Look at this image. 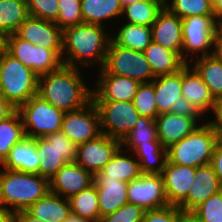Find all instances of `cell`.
I'll return each mask as SVG.
<instances>
[{"label":"cell","mask_w":222,"mask_h":222,"mask_svg":"<svg viewBox=\"0 0 222 222\" xmlns=\"http://www.w3.org/2000/svg\"><path fill=\"white\" fill-rule=\"evenodd\" d=\"M81 77L78 68L62 65L38 77V95L63 112L83 108L92 101L93 90Z\"/></svg>","instance_id":"6da1fadb"},{"label":"cell","mask_w":222,"mask_h":222,"mask_svg":"<svg viewBox=\"0 0 222 222\" xmlns=\"http://www.w3.org/2000/svg\"><path fill=\"white\" fill-rule=\"evenodd\" d=\"M111 37L100 25L83 23L64 29L62 56H68L62 59L63 65L79 68V61L84 65L98 62L102 69Z\"/></svg>","instance_id":"7a4b0ae2"},{"label":"cell","mask_w":222,"mask_h":222,"mask_svg":"<svg viewBox=\"0 0 222 222\" xmlns=\"http://www.w3.org/2000/svg\"><path fill=\"white\" fill-rule=\"evenodd\" d=\"M49 191V180L38 174L0 170V208L14 213L24 211Z\"/></svg>","instance_id":"3957f363"},{"label":"cell","mask_w":222,"mask_h":222,"mask_svg":"<svg viewBox=\"0 0 222 222\" xmlns=\"http://www.w3.org/2000/svg\"><path fill=\"white\" fill-rule=\"evenodd\" d=\"M220 137L209 122L199 125L192 133L167 149V161L176 165L199 167L211 162Z\"/></svg>","instance_id":"277c9868"},{"label":"cell","mask_w":222,"mask_h":222,"mask_svg":"<svg viewBox=\"0 0 222 222\" xmlns=\"http://www.w3.org/2000/svg\"><path fill=\"white\" fill-rule=\"evenodd\" d=\"M38 75L7 51L0 70V94L16 109L38 94Z\"/></svg>","instance_id":"5b68a950"},{"label":"cell","mask_w":222,"mask_h":222,"mask_svg":"<svg viewBox=\"0 0 222 222\" xmlns=\"http://www.w3.org/2000/svg\"><path fill=\"white\" fill-rule=\"evenodd\" d=\"M17 110L21 115L26 137L34 139L61 131L65 112L55 108L38 94ZM29 127L33 130H29Z\"/></svg>","instance_id":"8992f818"},{"label":"cell","mask_w":222,"mask_h":222,"mask_svg":"<svg viewBox=\"0 0 222 222\" xmlns=\"http://www.w3.org/2000/svg\"><path fill=\"white\" fill-rule=\"evenodd\" d=\"M40 161L39 175L48 179L69 162H76L77 146L61 131L35 138Z\"/></svg>","instance_id":"52a82bcc"},{"label":"cell","mask_w":222,"mask_h":222,"mask_svg":"<svg viewBox=\"0 0 222 222\" xmlns=\"http://www.w3.org/2000/svg\"><path fill=\"white\" fill-rule=\"evenodd\" d=\"M102 69L108 74L125 76L140 83L152 82L155 79L143 52L117 45L112 39Z\"/></svg>","instance_id":"ba28073f"},{"label":"cell","mask_w":222,"mask_h":222,"mask_svg":"<svg viewBox=\"0 0 222 222\" xmlns=\"http://www.w3.org/2000/svg\"><path fill=\"white\" fill-rule=\"evenodd\" d=\"M5 48L38 76L56 71L63 65L62 50L45 49L19 38L15 33L5 36Z\"/></svg>","instance_id":"9c48e42d"},{"label":"cell","mask_w":222,"mask_h":222,"mask_svg":"<svg viewBox=\"0 0 222 222\" xmlns=\"http://www.w3.org/2000/svg\"><path fill=\"white\" fill-rule=\"evenodd\" d=\"M93 102L99 113L101 132L120 141L131 131L140 117L133 101Z\"/></svg>","instance_id":"30bf717a"},{"label":"cell","mask_w":222,"mask_h":222,"mask_svg":"<svg viewBox=\"0 0 222 222\" xmlns=\"http://www.w3.org/2000/svg\"><path fill=\"white\" fill-rule=\"evenodd\" d=\"M218 32L214 16H190L182 19V59L188 63L187 55L202 52L201 56L213 54L209 48L214 45ZM186 50V51H185Z\"/></svg>","instance_id":"8fae6325"},{"label":"cell","mask_w":222,"mask_h":222,"mask_svg":"<svg viewBox=\"0 0 222 222\" xmlns=\"http://www.w3.org/2000/svg\"><path fill=\"white\" fill-rule=\"evenodd\" d=\"M61 132L76 146L101 135L100 117L94 102L78 110L65 112Z\"/></svg>","instance_id":"7c38bea8"},{"label":"cell","mask_w":222,"mask_h":222,"mask_svg":"<svg viewBox=\"0 0 222 222\" xmlns=\"http://www.w3.org/2000/svg\"><path fill=\"white\" fill-rule=\"evenodd\" d=\"M128 202L146 210L169 206L161 174L142 173L128 184Z\"/></svg>","instance_id":"4fadbf2b"},{"label":"cell","mask_w":222,"mask_h":222,"mask_svg":"<svg viewBox=\"0 0 222 222\" xmlns=\"http://www.w3.org/2000/svg\"><path fill=\"white\" fill-rule=\"evenodd\" d=\"M120 147V140L102 133L97 138L77 146L76 163L94 176L110 162Z\"/></svg>","instance_id":"5bb4252c"},{"label":"cell","mask_w":222,"mask_h":222,"mask_svg":"<svg viewBox=\"0 0 222 222\" xmlns=\"http://www.w3.org/2000/svg\"><path fill=\"white\" fill-rule=\"evenodd\" d=\"M15 34L45 49L62 50L63 30L55 22L29 16Z\"/></svg>","instance_id":"9a60e30c"},{"label":"cell","mask_w":222,"mask_h":222,"mask_svg":"<svg viewBox=\"0 0 222 222\" xmlns=\"http://www.w3.org/2000/svg\"><path fill=\"white\" fill-rule=\"evenodd\" d=\"M94 176L76 162L66 163L49 181L50 192L69 199L88 188Z\"/></svg>","instance_id":"2e32d148"},{"label":"cell","mask_w":222,"mask_h":222,"mask_svg":"<svg viewBox=\"0 0 222 222\" xmlns=\"http://www.w3.org/2000/svg\"><path fill=\"white\" fill-rule=\"evenodd\" d=\"M161 175L169 205L178 206L188 196L195 181L196 168L166 161Z\"/></svg>","instance_id":"e0dca14e"},{"label":"cell","mask_w":222,"mask_h":222,"mask_svg":"<svg viewBox=\"0 0 222 222\" xmlns=\"http://www.w3.org/2000/svg\"><path fill=\"white\" fill-rule=\"evenodd\" d=\"M100 79L93 90L92 101H133L140 82L100 69Z\"/></svg>","instance_id":"ac0fdd59"},{"label":"cell","mask_w":222,"mask_h":222,"mask_svg":"<svg viewBox=\"0 0 222 222\" xmlns=\"http://www.w3.org/2000/svg\"><path fill=\"white\" fill-rule=\"evenodd\" d=\"M152 41L177 52L182 58V19L164 8L157 15L151 26Z\"/></svg>","instance_id":"d6986e66"},{"label":"cell","mask_w":222,"mask_h":222,"mask_svg":"<svg viewBox=\"0 0 222 222\" xmlns=\"http://www.w3.org/2000/svg\"><path fill=\"white\" fill-rule=\"evenodd\" d=\"M197 120L199 118L181 116L170 112L160 113L155 119L157 139L163 148L168 149L198 128Z\"/></svg>","instance_id":"ffe728a7"},{"label":"cell","mask_w":222,"mask_h":222,"mask_svg":"<svg viewBox=\"0 0 222 222\" xmlns=\"http://www.w3.org/2000/svg\"><path fill=\"white\" fill-rule=\"evenodd\" d=\"M222 191V185L213 167L208 164L196 168L195 181L188 196L178 205L181 210L193 211L211 195Z\"/></svg>","instance_id":"44dd1931"},{"label":"cell","mask_w":222,"mask_h":222,"mask_svg":"<svg viewBox=\"0 0 222 222\" xmlns=\"http://www.w3.org/2000/svg\"><path fill=\"white\" fill-rule=\"evenodd\" d=\"M100 217L111 214L128 202L127 182L114 178H94Z\"/></svg>","instance_id":"7402d4cb"},{"label":"cell","mask_w":222,"mask_h":222,"mask_svg":"<svg viewBox=\"0 0 222 222\" xmlns=\"http://www.w3.org/2000/svg\"><path fill=\"white\" fill-rule=\"evenodd\" d=\"M182 96L197 107L202 114L208 112L209 109L213 111L215 107L216 99L199 74L193 67L190 68L188 63L182 68Z\"/></svg>","instance_id":"603a6c76"},{"label":"cell","mask_w":222,"mask_h":222,"mask_svg":"<svg viewBox=\"0 0 222 222\" xmlns=\"http://www.w3.org/2000/svg\"><path fill=\"white\" fill-rule=\"evenodd\" d=\"M0 165L8 170L39 175L40 161L35 145V138L24 137L16 143Z\"/></svg>","instance_id":"cb8c5ba5"},{"label":"cell","mask_w":222,"mask_h":222,"mask_svg":"<svg viewBox=\"0 0 222 222\" xmlns=\"http://www.w3.org/2000/svg\"><path fill=\"white\" fill-rule=\"evenodd\" d=\"M153 81L158 113L176 114V105L182 96V69L173 74L156 76Z\"/></svg>","instance_id":"d4e9b609"},{"label":"cell","mask_w":222,"mask_h":222,"mask_svg":"<svg viewBox=\"0 0 222 222\" xmlns=\"http://www.w3.org/2000/svg\"><path fill=\"white\" fill-rule=\"evenodd\" d=\"M62 196L48 192L45 196L30 205L26 211L33 217L45 222H63L71 213V206L69 199Z\"/></svg>","instance_id":"484cf974"},{"label":"cell","mask_w":222,"mask_h":222,"mask_svg":"<svg viewBox=\"0 0 222 222\" xmlns=\"http://www.w3.org/2000/svg\"><path fill=\"white\" fill-rule=\"evenodd\" d=\"M143 53L155 77L176 73L187 64L177 52L171 51L154 41Z\"/></svg>","instance_id":"4316f807"},{"label":"cell","mask_w":222,"mask_h":222,"mask_svg":"<svg viewBox=\"0 0 222 222\" xmlns=\"http://www.w3.org/2000/svg\"><path fill=\"white\" fill-rule=\"evenodd\" d=\"M123 147H120L112 156L110 162L99 172L94 178H114L124 182H131L141 176V170L138 160H133L129 156L126 157Z\"/></svg>","instance_id":"83f0119b"},{"label":"cell","mask_w":222,"mask_h":222,"mask_svg":"<svg viewBox=\"0 0 222 222\" xmlns=\"http://www.w3.org/2000/svg\"><path fill=\"white\" fill-rule=\"evenodd\" d=\"M83 22L102 25L103 19L122 16V6L119 0H81Z\"/></svg>","instance_id":"f1b7e54d"},{"label":"cell","mask_w":222,"mask_h":222,"mask_svg":"<svg viewBox=\"0 0 222 222\" xmlns=\"http://www.w3.org/2000/svg\"><path fill=\"white\" fill-rule=\"evenodd\" d=\"M133 153L137 155V160L139 159L141 173H162L167 161V149L162 147L159 140L146 145H138Z\"/></svg>","instance_id":"f546056e"},{"label":"cell","mask_w":222,"mask_h":222,"mask_svg":"<svg viewBox=\"0 0 222 222\" xmlns=\"http://www.w3.org/2000/svg\"><path fill=\"white\" fill-rule=\"evenodd\" d=\"M193 68L215 99L222 95V62L214 54L198 57Z\"/></svg>","instance_id":"4dcf8cb0"},{"label":"cell","mask_w":222,"mask_h":222,"mask_svg":"<svg viewBox=\"0 0 222 222\" xmlns=\"http://www.w3.org/2000/svg\"><path fill=\"white\" fill-rule=\"evenodd\" d=\"M27 1L0 0V33L14 34L29 17Z\"/></svg>","instance_id":"1f68e13d"},{"label":"cell","mask_w":222,"mask_h":222,"mask_svg":"<svg viewBox=\"0 0 222 222\" xmlns=\"http://www.w3.org/2000/svg\"><path fill=\"white\" fill-rule=\"evenodd\" d=\"M165 0H139L122 8L127 23L151 27L157 15L164 8Z\"/></svg>","instance_id":"d6a6232c"},{"label":"cell","mask_w":222,"mask_h":222,"mask_svg":"<svg viewBox=\"0 0 222 222\" xmlns=\"http://www.w3.org/2000/svg\"><path fill=\"white\" fill-rule=\"evenodd\" d=\"M111 39L117 45L143 52L152 42L151 27L124 23Z\"/></svg>","instance_id":"836d02e7"},{"label":"cell","mask_w":222,"mask_h":222,"mask_svg":"<svg viewBox=\"0 0 222 222\" xmlns=\"http://www.w3.org/2000/svg\"><path fill=\"white\" fill-rule=\"evenodd\" d=\"M25 136L21 115L16 109L10 116L0 121V164L8 156L11 148Z\"/></svg>","instance_id":"e575fe53"},{"label":"cell","mask_w":222,"mask_h":222,"mask_svg":"<svg viewBox=\"0 0 222 222\" xmlns=\"http://www.w3.org/2000/svg\"><path fill=\"white\" fill-rule=\"evenodd\" d=\"M96 185L93 183L80 193L69 198L72 215L91 222H99L100 211Z\"/></svg>","instance_id":"d590c367"},{"label":"cell","mask_w":222,"mask_h":222,"mask_svg":"<svg viewBox=\"0 0 222 222\" xmlns=\"http://www.w3.org/2000/svg\"><path fill=\"white\" fill-rule=\"evenodd\" d=\"M157 139V126L154 119L140 116L131 131L121 141V146L134 150L138 145L150 144Z\"/></svg>","instance_id":"8d00e7d4"},{"label":"cell","mask_w":222,"mask_h":222,"mask_svg":"<svg viewBox=\"0 0 222 222\" xmlns=\"http://www.w3.org/2000/svg\"><path fill=\"white\" fill-rule=\"evenodd\" d=\"M165 7L181 19L190 16H213V2L211 0H172Z\"/></svg>","instance_id":"74e56055"},{"label":"cell","mask_w":222,"mask_h":222,"mask_svg":"<svg viewBox=\"0 0 222 222\" xmlns=\"http://www.w3.org/2000/svg\"><path fill=\"white\" fill-rule=\"evenodd\" d=\"M154 81L140 83L133 104L140 116L156 119L159 114L155 101Z\"/></svg>","instance_id":"f35d334b"},{"label":"cell","mask_w":222,"mask_h":222,"mask_svg":"<svg viewBox=\"0 0 222 222\" xmlns=\"http://www.w3.org/2000/svg\"><path fill=\"white\" fill-rule=\"evenodd\" d=\"M59 15L55 22L62 30L83 24L81 0H58Z\"/></svg>","instance_id":"ab89813d"},{"label":"cell","mask_w":222,"mask_h":222,"mask_svg":"<svg viewBox=\"0 0 222 222\" xmlns=\"http://www.w3.org/2000/svg\"><path fill=\"white\" fill-rule=\"evenodd\" d=\"M29 16L56 22L59 15L58 0H27Z\"/></svg>","instance_id":"60d3db41"},{"label":"cell","mask_w":222,"mask_h":222,"mask_svg":"<svg viewBox=\"0 0 222 222\" xmlns=\"http://www.w3.org/2000/svg\"><path fill=\"white\" fill-rule=\"evenodd\" d=\"M193 211L203 222H222V191L211 195Z\"/></svg>","instance_id":"b9f144b4"},{"label":"cell","mask_w":222,"mask_h":222,"mask_svg":"<svg viewBox=\"0 0 222 222\" xmlns=\"http://www.w3.org/2000/svg\"><path fill=\"white\" fill-rule=\"evenodd\" d=\"M144 213L142 207L127 203L115 212L100 217L99 222H142Z\"/></svg>","instance_id":"7bdbcfd3"},{"label":"cell","mask_w":222,"mask_h":222,"mask_svg":"<svg viewBox=\"0 0 222 222\" xmlns=\"http://www.w3.org/2000/svg\"><path fill=\"white\" fill-rule=\"evenodd\" d=\"M180 208L169 205L164 208L146 210L142 222H179Z\"/></svg>","instance_id":"ee69618b"},{"label":"cell","mask_w":222,"mask_h":222,"mask_svg":"<svg viewBox=\"0 0 222 222\" xmlns=\"http://www.w3.org/2000/svg\"><path fill=\"white\" fill-rule=\"evenodd\" d=\"M176 114L191 118H200L203 114L190 103L184 96L179 98V102L176 105Z\"/></svg>","instance_id":"f6af8a7d"},{"label":"cell","mask_w":222,"mask_h":222,"mask_svg":"<svg viewBox=\"0 0 222 222\" xmlns=\"http://www.w3.org/2000/svg\"><path fill=\"white\" fill-rule=\"evenodd\" d=\"M210 165L213 167L222 185V139H220L214 147Z\"/></svg>","instance_id":"bcb514c9"},{"label":"cell","mask_w":222,"mask_h":222,"mask_svg":"<svg viewBox=\"0 0 222 222\" xmlns=\"http://www.w3.org/2000/svg\"><path fill=\"white\" fill-rule=\"evenodd\" d=\"M213 112L215 113L216 120L209 121V123L217 131L220 139H222V95L216 98Z\"/></svg>","instance_id":"7dc6e473"},{"label":"cell","mask_w":222,"mask_h":222,"mask_svg":"<svg viewBox=\"0 0 222 222\" xmlns=\"http://www.w3.org/2000/svg\"><path fill=\"white\" fill-rule=\"evenodd\" d=\"M16 110L1 94H0V121L10 116Z\"/></svg>","instance_id":"c3c4849f"},{"label":"cell","mask_w":222,"mask_h":222,"mask_svg":"<svg viewBox=\"0 0 222 222\" xmlns=\"http://www.w3.org/2000/svg\"><path fill=\"white\" fill-rule=\"evenodd\" d=\"M179 222H203L194 211L180 209Z\"/></svg>","instance_id":"681fc988"},{"label":"cell","mask_w":222,"mask_h":222,"mask_svg":"<svg viewBox=\"0 0 222 222\" xmlns=\"http://www.w3.org/2000/svg\"><path fill=\"white\" fill-rule=\"evenodd\" d=\"M15 222H45L31 216L26 210L15 213Z\"/></svg>","instance_id":"f907efd6"},{"label":"cell","mask_w":222,"mask_h":222,"mask_svg":"<svg viewBox=\"0 0 222 222\" xmlns=\"http://www.w3.org/2000/svg\"><path fill=\"white\" fill-rule=\"evenodd\" d=\"M213 16L218 28L222 25V0L213 2Z\"/></svg>","instance_id":"816d5d0a"},{"label":"cell","mask_w":222,"mask_h":222,"mask_svg":"<svg viewBox=\"0 0 222 222\" xmlns=\"http://www.w3.org/2000/svg\"><path fill=\"white\" fill-rule=\"evenodd\" d=\"M213 54L222 62V34L218 31L214 41Z\"/></svg>","instance_id":"f5cc1de1"},{"label":"cell","mask_w":222,"mask_h":222,"mask_svg":"<svg viewBox=\"0 0 222 222\" xmlns=\"http://www.w3.org/2000/svg\"><path fill=\"white\" fill-rule=\"evenodd\" d=\"M0 222H15V213L0 208Z\"/></svg>","instance_id":"db71d44e"},{"label":"cell","mask_w":222,"mask_h":222,"mask_svg":"<svg viewBox=\"0 0 222 222\" xmlns=\"http://www.w3.org/2000/svg\"><path fill=\"white\" fill-rule=\"evenodd\" d=\"M63 222H91L89 220H86V219H82L78 216H75V215H70L67 219H65Z\"/></svg>","instance_id":"11a10c76"},{"label":"cell","mask_w":222,"mask_h":222,"mask_svg":"<svg viewBox=\"0 0 222 222\" xmlns=\"http://www.w3.org/2000/svg\"><path fill=\"white\" fill-rule=\"evenodd\" d=\"M121 3L122 8L127 6V5H131L139 0H119Z\"/></svg>","instance_id":"9f6ffc18"},{"label":"cell","mask_w":222,"mask_h":222,"mask_svg":"<svg viewBox=\"0 0 222 222\" xmlns=\"http://www.w3.org/2000/svg\"><path fill=\"white\" fill-rule=\"evenodd\" d=\"M0 50H6L5 48V36L0 33Z\"/></svg>","instance_id":"6f0895ef"},{"label":"cell","mask_w":222,"mask_h":222,"mask_svg":"<svg viewBox=\"0 0 222 222\" xmlns=\"http://www.w3.org/2000/svg\"><path fill=\"white\" fill-rule=\"evenodd\" d=\"M6 50H0V70H1V62H2V59H3V53L5 52Z\"/></svg>","instance_id":"680465c9"},{"label":"cell","mask_w":222,"mask_h":222,"mask_svg":"<svg viewBox=\"0 0 222 222\" xmlns=\"http://www.w3.org/2000/svg\"><path fill=\"white\" fill-rule=\"evenodd\" d=\"M218 31L222 34V25L218 28Z\"/></svg>","instance_id":"91938a15"}]
</instances>
